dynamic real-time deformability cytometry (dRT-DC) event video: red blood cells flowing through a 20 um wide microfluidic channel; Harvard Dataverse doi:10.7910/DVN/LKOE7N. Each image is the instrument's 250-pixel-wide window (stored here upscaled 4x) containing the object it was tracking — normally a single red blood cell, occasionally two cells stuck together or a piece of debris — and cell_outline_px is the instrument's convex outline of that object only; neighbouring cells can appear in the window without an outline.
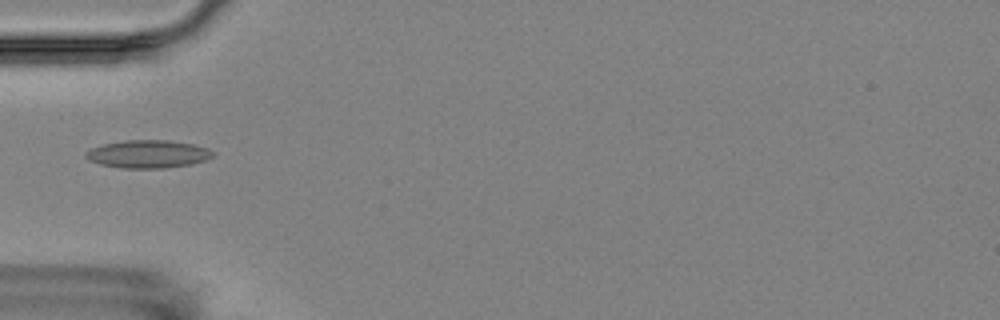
{"species": "Egyptian fruit bat (a non-hibernating species)", "species_latin": "Rousettus aegyptiacus", "temperature_condition": "room temperature", "stored_images_in_passage": 3, "camera_frame_rate_fps": 3000, "um_per_image_px": 0.085, "animal": {"sex": "female"}, "frame": {"image": 1, "passage_image": 3, "time_ms": 2.333, "image_size_px": [1000, 320], "cell_outline_px": [[216, 152], [212, 156], [204, 160], [192, 164], [164, 168], [120, 168], [100, 164], [88, 160], [84, 156], [84, 152], [92, 148], [104, 144], [124, 140], [168, 140], [192, 144], [208, 148]], "centroid_in_image_um": [12.56, 13.09], "position_along_channel_um": 72.4, "area_um2": 20.69}}